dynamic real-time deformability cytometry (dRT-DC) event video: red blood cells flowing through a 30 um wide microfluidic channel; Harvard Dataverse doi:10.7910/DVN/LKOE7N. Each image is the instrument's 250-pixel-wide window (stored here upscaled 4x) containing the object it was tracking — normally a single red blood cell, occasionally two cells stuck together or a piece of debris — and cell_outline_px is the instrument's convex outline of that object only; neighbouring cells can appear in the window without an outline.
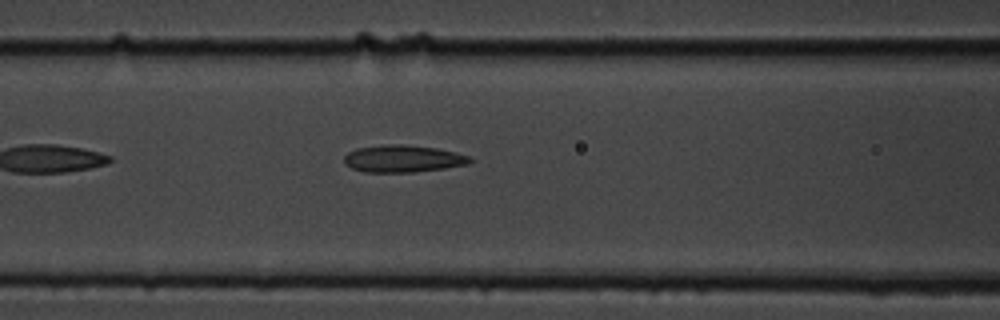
{"species": "common noctule bat (a hibernating species)", "species_latin": "Nyctalus noctula", "temperature_condition": "cold", "stored_images_in_passage": 33, "camera_frame_rate_fps": 3000, "um_per_image_px": 0.085, "animal": {"sex": "male", "body_mass_g": 19.5, "forearm_length_mm": 54.6}, "frame": {"image": 1, "passage_image": 6, "time_ms": 1.667, "image_size_px": [1000, 320], "cell_outline_px": [[472, 160], [468, 164], [444, 168], [412, 172], [364, 172], [352, 168], [344, 164], [344, 156], [348, 152], [356, 148], [384, 144], [396, 144], [436, 148], [456, 152], [468, 156]], "centroid_in_image_um": [34.2, 13.49], "position_along_channel_um": 132.4, "area_um2": 19.83}}
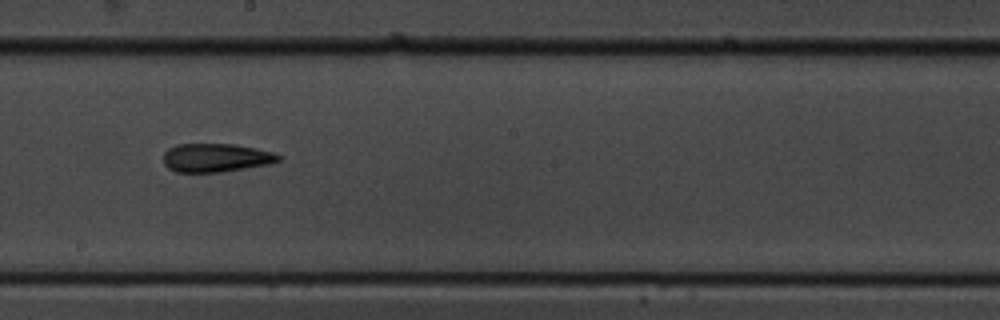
{"frame": {"image": 2, "passage_image": 14, "time_ms": 4.333, "image_size_px": [1000, 320], "cell_outline_px": [[284, 156], [280, 160], [268, 164], [220, 172], [176, 172], [168, 168], [164, 164], [164, 152], [168, 148], [176, 144], [236, 144], [256, 148], [272, 152]], "centroid_in_image_um": [18.35, 13.4], "position_along_channel_um": 229.9, "area_um2": 19.19}}
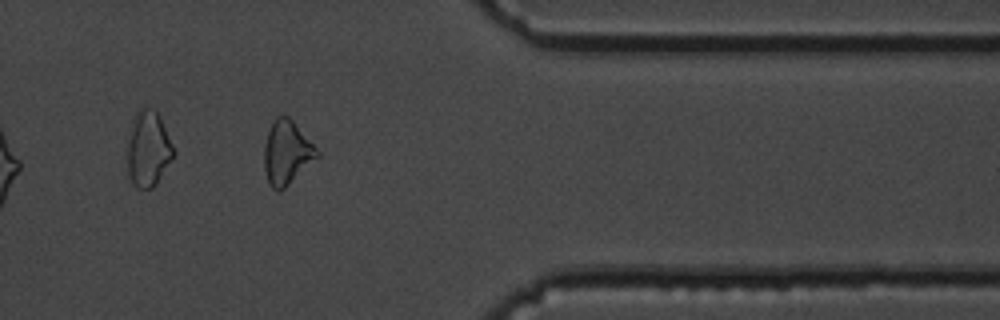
{"frame": {"image": 3, "passage_image": 28, "time_ms": 9.0, "image_size_px": [1000, 320], "cell_outline_px": [[320, 156], [280, 192], [272, 188], [268, 184], [264, 168], [264, 144], [268, 132], [276, 116], [288, 116], [292, 120], [320, 152]], "centroid_in_image_um": [24.37, 13.0], "position_along_channel_um": 387.0, "area_um2": 19.59}, "authors_computed_cell_mechanics": {"area_um2": 19.3052, "velocity_mm_per_s": 3.6651, "shape_relaxation_time_tau1_ms": 9.0922, "shape_relaxation_time_tau2_ms": 3.2968, "deformation_change_tau1": 0.1878, "deformation_change_tau2": 0.1292}}